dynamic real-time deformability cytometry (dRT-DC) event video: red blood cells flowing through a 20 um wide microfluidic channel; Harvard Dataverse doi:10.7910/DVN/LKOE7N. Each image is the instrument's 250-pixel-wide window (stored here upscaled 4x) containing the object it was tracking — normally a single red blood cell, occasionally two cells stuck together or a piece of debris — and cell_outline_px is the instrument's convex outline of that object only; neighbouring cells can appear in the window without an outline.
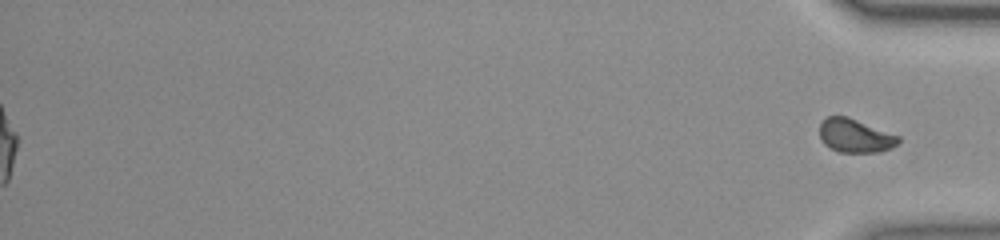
{"species": "common noctule bat (a hibernating species)", "species_latin": "Nyctalus noctula", "temperature_condition": "room temperature", "stored_images_in_passage": 53, "segment_of_instrument_passage": [2, 2], "camera_frame_rate_fps": 3000, "um_per_image_px": 0.085, "animal": {"sex": "female", "body_mass_g": 23.0, "forearm_length_mm": 53.4}, "frame": {"image": 1, "passage_image": 53, "time_ms": 17.333, "image_size_px": [1000, 240], "cell_outline_px": [[900, 140], [892, 148], [876, 152], [840, 152], [824, 144], [820, 136], [820, 124], [828, 116], [848, 116], [900, 136]], "centroid_in_image_um": [72.7, 11.53], "position_along_channel_um": 362.5, "area_um2": 15.32}}